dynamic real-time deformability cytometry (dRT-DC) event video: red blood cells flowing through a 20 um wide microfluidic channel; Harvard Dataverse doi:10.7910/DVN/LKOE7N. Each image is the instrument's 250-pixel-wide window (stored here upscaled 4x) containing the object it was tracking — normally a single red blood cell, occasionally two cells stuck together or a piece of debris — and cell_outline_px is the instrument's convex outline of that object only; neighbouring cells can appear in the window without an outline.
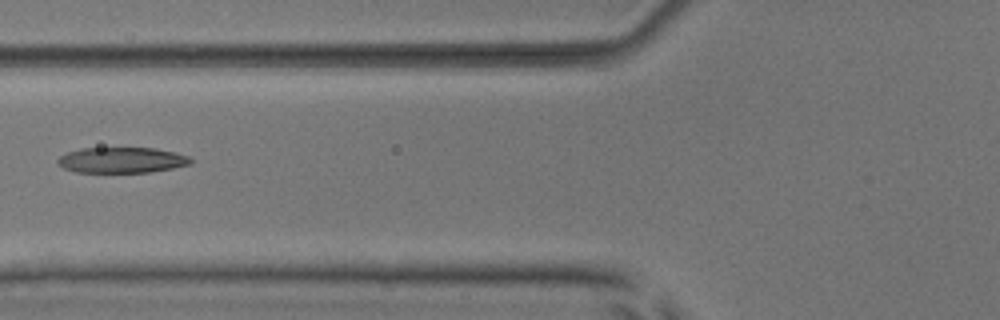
{"species": "common noctule bat (a hibernating species)", "species_latin": "Nyctalus noctula", "temperature_condition": "room temperature", "stored_images_in_passage": 7, "camera_frame_rate_fps": 3000, "um_per_image_px": 0.085, "animal": {"sex": "male", "body_mass_g": 17.9, "forearm_length_mm": 54.2}, "frame": {"image": 1, "passage_image": 6, "time_ms": 6.0, "image_size_px": [1000, 320], "cell_outline_px": [[192, 164], [172, 168], [148, 172], [76, 172], [64, 168], [56, 160], [60, 156], [68, 152], [80, 148], [152, 148], [172, 152], [188, 156], [192, 160]], "centroid_in_image_um": [10.34, 13.61], "position_along_channel_um": 115.5, "area_um2": 19.65}}
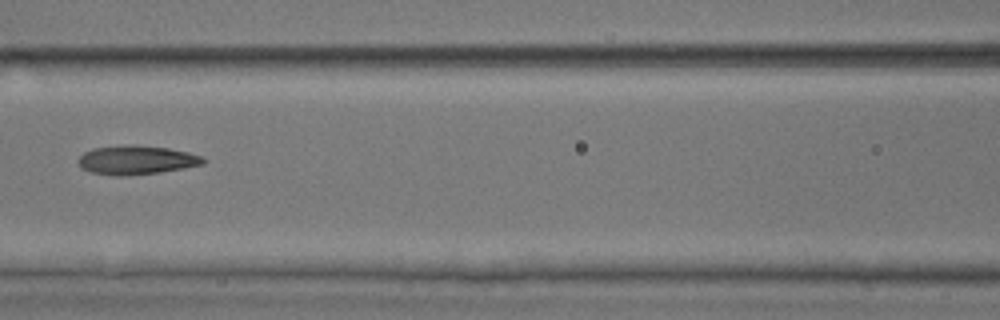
{"frame": {"image": 2, "passage_image": 7, "time_ms": 7.0, "image_size_px": [1000, 320], "cell_outline_px": [[208, 160], [204, 164], [184, 168], [160, 172], [116, 176], [92, 172], [80, 168], [76, 160], [84, 152], [92, 148], [124, 144], [136, 144], [168, 148], [188, 152], [200, 156]], "centroid_in_image_um": [11.57, 13.58], "position_along_channel_um": 155.0, "area_um2": 21.27}}